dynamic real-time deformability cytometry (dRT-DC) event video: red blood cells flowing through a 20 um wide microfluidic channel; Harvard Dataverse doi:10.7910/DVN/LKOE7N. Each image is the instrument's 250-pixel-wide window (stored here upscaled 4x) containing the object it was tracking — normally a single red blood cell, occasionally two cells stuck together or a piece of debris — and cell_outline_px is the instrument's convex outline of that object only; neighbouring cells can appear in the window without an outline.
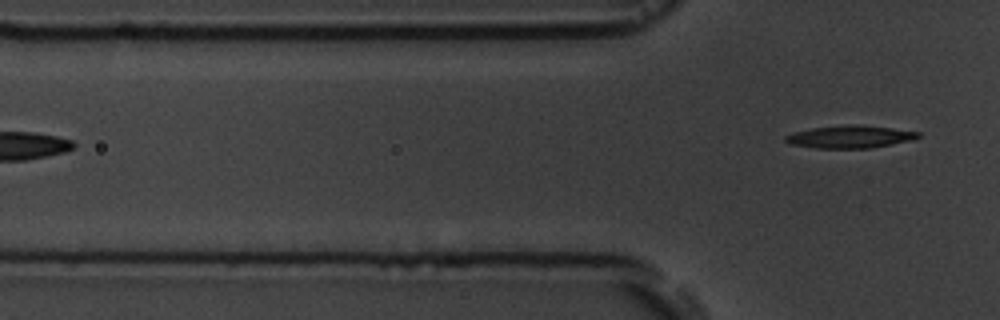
{"species": "common noctule bat (a hibernating species)", "species_latin": "Nyctalus noctula", "temperature_condition": "room temperature", "stored_images_in_passage": 3, "camera_frame_rate_fps": 3000, "um_per_image_px": 0.085, "animal": {"sex": "male", "body_mass_g": 19.5, "forearm_length_mm": 54.6}, "frame": {"image": 1, "passage_image": 3, "time_ms": 2.333, "image_size_px": [1000, 320], "cell_outline_px": [[920, 136], [912, 140], [868, 148], [816, 148], [792, 144], [784, 140], [784, 136], [796, 132], [812, 128], [852, 124], [856, 124], [920, 132]], "centroid_in_image_um": [72.23, 11.62], "position_along_channel_um": 53.6, "area_um2": 17.05}}